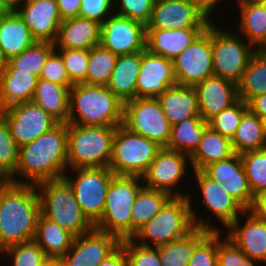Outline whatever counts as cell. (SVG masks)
I'll use <instances>...</instances> for the list:
<instances>
[{"label": "cell", "mask_w": 266, "mask_h": 266, "mask_svg": "<svg viewBox=\"0 0 266 266\" xmlns=\"http://www.w3.org/2000/svg\"><path fill=\"white\" fill-rule=\"evenodd\" d=\"M68 124L58 123L33 142L19 148L15 173L8 179L16 184H32L63 178L67 164ZM22 175L29 181L17 180Z\"/></svg>", "instance_id": "6da1fadb"}, {"label": "cell", "mask_w": 266, "mask_h": 266, "mask_svg": "<svg viewBox=\"0 0 266 266\" xmlns=\"http://www.w3.org/2000/svg\"><path fill=\"white\" fill-rule=\"evenodd\" d=\"M40 211L36 185L7 182L0 187V253L33 241Z\"/></svg>", "instance_id": "7a4b0ae2"}, {"label": "cell", "mask_w": 266, "mask_h": 266, "mask_svg": "<svg viewBox=\"0 0 266 266\" xmlns=\"http://www.w3.org/2000/svg\"><path fill=\"white\" fill-rule=\"evenodd\" d=\"M123 111L124 102L105 85L76 83L69 90L68 124L118 127Z\"/></svg>", "instance_id": "3957f363"}, {"label": "cell", "mask_w": 266, "mask_h": 266, "mask_svg": "<svg viewBox=\"0 0 266 266\" xmlns=\"http://www.w3.org/2000/svg\"><path fill=\"white\" fill-rule=\"evenodd\" d=\"M190 198L189 195L187 197H171L161 208L160 212L139 229L131 239L133 241H137L136 239L141 240L138 243L141 246H154L156 248L182 238L194 227L209 231H219L215 227H210L202 219L196 218V213L191 207ZM148 240L152 242H148Z\"/></svg>", "instance_id": "277c9868"}, {"label": "cell", "mask_w": 266, "mask_h": 266, "mask_svg": "<svg viewBox=\"0 0 266 266\" xmlns=\"http://www.w3.org/2000/svg\"><path fill=\"white\" fill-rule=\"evenodd\" d=\"M36 190L41 214L75 237L95 228L83 213L71 186L64 178L37 183Z\"/></svg>", "instance_id": "5b68a950"}, {"label": "cell", "mask_w": 266, "mask_h": 266, "mask_svg": "<svg viewBox=\"0 0 266 266\" xmlns=\"http://www.w3.org/2000/svg\"><path fill=\"white\" fill-rule=\"evenodd\" d=\"M115 132L116 127L68 124V168L108 167Z\"/></svg>", "instance_id": "8992f818"}, {"label": "cell", "mask_w": 266, "mask_h": 266, "mask_svg": "<svg viewBox=\"0 0 266 266\" xmlns=\"http://www.w3.org/2000/svg\"><path fill=\"white\" fill-rule=\"evenodd\" d=\"M141 177L119 176L112 178L107 190L105 207L96 229L117 236L120 240L131 239V209L137 194L144 186Z\"/></svg>", "instance_id": "52a82bcc"}, {"label": "cell", "mask_w": 266, "mask_h": 266, "mask_svg": "<svg viewBox=\"0 0 266 266\" xmlns=\"http://www.w3.org/2000/svg\"><path fill=\"white\" fill-rule=\"evenodd\" d=\"M161 149L156 142L119 125L108 167L115 175L142 177Z\"/></svg>", "instance_id": "ba28073f"}, {"label": "cell", "mask_w": 266, "mask_h": 266, "mask_svg": "<svg viewBox=\"0 0 266 266\" xmlns=\"http://www.w3.org/2000/svg\"><path fill=\"white\" fill-rule=\"evenodd\" d=\"M236 33L222 30L211 22V47L214 75L238 84L256 51Z\"/></svg>", "instance_id": "9c48e42d"}, {"label": "cell", "mask_w": 266, "mask_h": 266, "mask_svg": "<svg viewBox=\"0 0 266 266\" xmlns=\"http://www.w3.org/2000/svg\"><path fill=\"white\" fill-rule=\"evenodd\" d=\"M76 179L63 175L87 219L95 225L103 214L107 190L115 174L109 167L73 169Z\"/></svg>", "instance_id": "30bf717a"}, {"label": "cell", "mask_w": 266, "mask_h": 266, "mask_svg": "<svg viewBox=\"0 0 266 266\" xmlns=\"http://www.w3.org/2000/svg\"><path fill=\"white\" fill-rule=\"evenodd\" d=\"M122 125L162 148L167 147L171 125L157 98H135L125 102Z\"/></svg>", "instance_id": "8fae6325"}, {"label": "cell", "mask_w": 266, "mask_h": 266, "mask_svg": "<svg viewBox=\"0 0 266 266\" xmlns=\"http://www.w3.org/2000/svg\"><path fill=\"white\" fill-rule=\"evenodd\" d=\"M173 61L176 83L191 86L214 75L211 47V23Z\"/></svg>", "instance_id": "7c38bea8"}, {"label": "cell", "mask_w": 266, "mask_h": 266, "mask_svg": "<svg viewBox=\"0 0 266 266\" xmlns=\"http://www.w3.org/2000/svg\"><path fill=\"white\" fill-rule=\"evenodd\" d=\"M10 133L20 148L50 131L58 122L37 104L31 102L12 105L0 111Z\"/></svg>", "instance_id": "4fadbf2b"}, {"label": "cell", "mask_w": 266, "mask_h": 266, "mask_svg": "<svg viewBox=\"0 0 266 266\" xmlns=\"http://www.w3.org/2000/svg\"><path fill=\"white\" fill-rule=\"evenodd\" d=\"M100 45L117 56L146 49V26L136 20L112 13L100 27Z\"/></svg>", "instance_id": "5bb4252c"}, {"label": "cell", "mask_w": 266, "mask_h": 266, "mask_svg": "<svg viewBox=\"0 0 266 266\" xmlns=\"http://www.w3.org/2000/svg\"><path fill=\"white\" fill-rule=\"evenodd\" d=\"M210 18L193 0L158 1L146 29L207 28Z\"/></svg>", "instance_id": "9a60e30c"}, {"label": "cell", "mask_w": 266, "mask_h": 266, "mask_svg": "<svg viewBox=\"0 0 266 266\" xmlns=\"http://www.w3.org/2000/svg\"><path fill=\"white\" fill-rule=\"evenodd\" d=\"M188 159L190 157L186 154L162 148L141 177L147 183L144 186L154 190L165 191L172 197H187L189 194H182L180 191L177 192V190L174 192L173 189L184 177L187 168L186 160Z\"/></svg>", "instance_id": "2e32d148"}, {"label": "cell", "mask_w": 266, "mask_h": 266, "mask_svg": "<svg viewBox=\"0 0 266 266\" xmlns=\"http://www.w3.org/2000/svg\"><path fill=\"white\" fill-rule=\"evenodd\" d=\"M121 244L112 234L96 228L75 237L74 242L62 259L69 266H98Z\"/></svg>", "instance_id": "e0dca14e"}, {"label": "cell", "mask_w": 266, "mask_h": 266, "mask_svg": "<svg viewBox=\"0 0 266 266\" xmlns=\"http://www.w3.org/2000/svg\"><path fill=\"white\" fill-rule=\"evenodd\" d=\"M16 11L35 41L55 44L63 21L56 0H26Z\"/></svg>", "instance_id": "ac0fdd59"}, {"label": "cell", "mask_w": 266, "mask_h": 266, "mask_svg": "<svg viewBox=\"0 0 266 266\" xmlns=\"http://www.w3.org/2000/svg\"><path fill=\"white\" fill-rule=\"evenodd\" d=\"M173 61L147 49L141 51V68L136 84V98H157L176 85Z\"/></svg>", "instance_id": "d6986e66"}, {"label": "cell", "mask_w": 266, "mask_h": 266, "mask_svg": "<svg viewBox=\"0 0 266 266\" xmlns=\"http://www.w3.org/2000/svg\"><path fill=\"white\" fill-rule=\"evenodd\" d=\"M203 172L214 182L221 184L247 211L251 209L255 196L249 187L239 154L235 153L225 160L214 162Z\"/></svg>", "instance_id": "ffe728a7"}, {"label": "cell", "mask_w": 266, "mask_h": 266, "mask_svg": "<svg viewBox=\"0 0 266 266\" xmlns=\"http://www.w3.org/2000/svg\"><path fill=\"white\" fill-rule=\"evenodd\" d=\"M193 88L197 93L199 114L206 122L239 100L237 84L220 76L207 77Z\"/></svg>", "instance_id": "44dd1931"}, {"label": "cell", "mask_w": 266, "mask_h": 266, "mask_svg": "<svg viewBox=\"0 0 266 266\" xmlns=\"http://www.w3.org/2000/svg\"><path fill=\"white\" fill-rule=\"evenodd\" d=\"M244 225L239 217L227 228L226 236L251 260L266 263V221L260 220L252 212Z\"/></svg>", "instance_id": "7402d4cb"}, {"label": "cell", "mask_w": 266, "mask_h": 266, "mask_svg": "<svg viewBox=\"0 0 266 266\" xmlns=\"http://www.w3.org/2000/svg\"><path fill=\"white\" fill-rule=\"evenodd\" d=\"M195 176L202 192L204 206L208 208L221 223L228 228L238 217L239 213L247 210L221 184L214 182L203 171L196 170Z\"/></svg>", "instance_id": "603a6c76"}, {"label": "cell", "mask_w": 266, "mask_h": 266, "mask_svg": "<svg viewBox=\"0 0 266 266\" xmlns=\"http://www.w3.org/2000/svg\"><path fill=\"white\" fill-rule=\"evenodd\" d=\"M206 28L146 29V49L173 60Z\"/></svg>", "instance_id": "cb8c5ba5"}, {"label": "cell", "mask_w": 266, "mask_h": 266, "mask_svg": "<svg viewBox=\"0 0 266 266\" xmlns=\"http://www.w3.org/2000/svg\"><path fill=\"white\" fill-rule=\"evenodd\" d=\"M100 27L81 17L64 19L59 27L55 48L90 50L100 45Z\"/></svg>", "instance_id": "d4e9b609"}, {"label": "cell", "mask_w": 266, "mask_h": 266, "mask_svg": "<svg viewBox=\"0 0 266 266\" xmlns=\"http://www.w3.org/2000/svg\"><path fill=\"white\" fill-rule=\"evenodd\" d=\"M157 100L171 126L191 117H201L197 93L191 86H171L158 96Z\"/></svg>", "instance_id": "484cf974"}, {"label": "cell", "mask_w": 266, "mask_h": 266, "mask_svg": "<svg viewBox=\"0 0 266 266\" xmlns=\"http://www.w3.org/2000/svg\"><path fill=\"white\" fill-rule=\"evenodd\" d=\"M141 68V52L118 56L106 85L122 102L136 98V84Z\"/></svg>", "instance_id": "4316f807"}, {"label": "cell", "mask_w": 266, "mask_h": 266, "mask_svg": "<svg viewBox=\"0 0 266 266\" xmlns=\"http://www.w3.org/2000/svg\"><path fill=\"white\" fill-rule=\"evenodd\" d=\"M234 154L231 140L208 126L188 161H190L193 171H203L208 165L225 160Z\"/></svg>", "instance_id": "83f0119b"}, {"label": "cell", "mask_w": 266, "mask_h": 266, "mask_svg": "<svg viewBox=\"0 0 266 266\" xmlns=\"http://www.w3.org/2000/svg\"><path fill=\"white\" fill-rule=\"evenodd\" d=\"M34 42L28 26L17 12L0 15V50L8 60Z\"/></svg>", "instance_id": "f1b7e54d"}, {"label": "cell", "mask_w": 266, "mask_h": 266, "mask_svg": "<svg viewBox=\"0 0 266 266\" xmlns=\"http://www.w3.org/2000/svg\"><path fill=\"white\" fill-rule=\"evenodd\" d=\"M70 88L39 78L32 102L58 123L68 124Z\"/></svg>", "instance_id": "f546056e"}, {"label": "cell", "mask_w": 266, "mask_h": 266, "mask_svg": "<svg viewBox=\"0 0 266 266\" xmlns=\"http://www.w3.org/2000/svg\"><path fill=\"white\" fill-rule=\"evenodd\" d=\"M38 79L31 72H4L0 76V111L12 105L31 102Z\"/></svg>", "instance_id": "4dcf8cb0"}, {"label": "cell", "mask_w": 266, "mask_h": 266, "mask_svg": "<svg viewBox=\"0 0 266 266\" xmlns=\"http://www.w3.org/2000/svg\"><path fill=\"white\" fill-rule=\"evenodd\" d=\"M75 236L58 223L39 215L34 241L51 258H62L71 248Z\"/></svg>", "instance_id": "1f68e13d"}, {"label": "cell", "mask_w": 266, "mask_h": 266, "mask_svg": "<svg viewBox=\"0 0 266 266\" xmlns=\"http://www.w3.org/2000/svg\"><path fill=\"white\" fill-rule=\"evenodd\" d=\"M240 28L248 43L256 50H266V10L260 2L238 0Z\"/></svg>", "instance_id": "d6a6232c"}, {"label": "cell", "mask_w": 266, "mask_h": 266, "mask_svg": "<svg viewBox=\"0 0 266 266\" xmlns=\"http://www.w3.org/2000/svg\"><path fill=\"white\" fill-rule=\"evenodd\" d=\"M172 196L160 190L143 186L131 209V237L152 220Z\"/></svg>", "instance_id": "836d02e7"}, {"label": "cell", "mask_w": 266, "mask_h": 266, "mask_svg": "<svg viewBox=\"0 0 266 266\" xmlns=\"http://www.w3.org/2000/svg\"><path fill=\"white\" fill-rule=\"evenodd\" d=\"M209 232V230L194 227L182 238L158 246L161 266H188L195 246Z\"/></svg>", "instance_id": "e575fe53"}, {"label": "cell", "mask_w": 266, "mask_h": 266, "mask_svg": "<svg viewBox=\"0 0 266 266\" xmlns=\"http://www.w3.org/2000/svg\"><path fill=\"white\" fill-rule=\"evenodd\" d=\"M208 123L201 117H191L171 126L166 149L190 156L201 141Z\"/></svg>", "instance_id": "d590c367"}, {"label": "cell", "mask_w": 266, "mask_h": 266, "mask_svg": "<svg viewBox=\"0 0 266 266\" xmlns=\"http://www.w3.org/2000/svg\"><path fill=\"white\" fill-rule=\"evenodd\" d=\"M237 89L238 98L246 103L266 93V50H256L252 54Z\"/></svg>", "instance_id": "8d00e7d4"}, {"label": "cell", "mask_w": 266, "mask_h": 266, "mask_svg": "<svg viewBox=\"0 0 266 266\" xmlns=\"http://www.w3.org/2000/svg\"><path fill=\"white\" fill-rule=\"evenodd\" d=\"M231 142L234 152L239 155L266 148L260 117L249 108L244 112Z\"/></svg>", "instance_id": "74e56055"}, {"label": "cell", "mask_w": 266, "mask_h": 266, "mask_svg": "<svg viewBox=\"0 0 266 266\" xmlns=\"http://www.w3.org/2000/svg\"><path fill=\"white\" fill-rule=\"evenodd\" d=\"M55 49L53 43L35 41L19 55L8 60L5 72H31L39 78L46 59Z\"/></svg>", "instance_id": "f35d334b"}, {"label": "cell", "mask_w": 266, "mask_h": 266, "mask_svg": "<svg viewBox=\"0 0 266 266\" xmlns=\"http://www.w3.org/2000/svg\"><path fill=\"white\" fill-rule=\"evenodd\" d=\"M117 57L101 45L90 49L86 79L82 83L106 86L114 70Z\"/></svg>", "instance_id": "ab89813d"}, {"label": "cell", "mask_w": 266, "mask_h": 266, "mask_svg": "<svg viewBox=\"0 0 266 266\" xmlns=\"http://www.w3.org/2000/svg\"><path fill=\"white\" fill-rule=\"evenodd\" d=\"M240 159L252 194L266 190V148L243 153Z\"/></svg>", "instance_id": "60d3db41"}, {"label": "cell", "mask_w": 266, "mask_h": 266, "mask_svg": "<svg viewBox=\"0 0 266 266\" xmlns=\"http://www.w3.org/2000/svg\"><path fill=\"white\" fill-rule=\"evenodd\" d=\"M248 109V103L238 100L229 108L222 110L207 121L208 126L224 137L232 140L241 122L244 112Z\"/></svg>", "instance_id": "b9f144b4"}, {"label": "cell", "mask_w": 266, "mask_h": 266, "mask_svg": "<svg viewBox=\"0 0 266 266\" xmlns=\"http://www.w3.org/2000/svg\"><path fill=\"white\" fill-rule=\"evenodd\" d=\"M19 147L13 139L7 122L0 116V172L9 179L17 169Z\"/></svg>", "instance_id": "7bdbcfd3"}, {"label": "cell", "mask_w": 266, "mask_h": 266, "mask_svg": "<svg viewBox=\"0 0 266 266\" xmlns=\"http://www.w3.org/2000/svg\"><path fill=\"white\" fill-rule=\"evenodd\" d=\"M62 57L69 80L73 83H82L86 79L89 51L81 49L57 48Z\"/></svg>", "instance_id": "ee69618b"}, {"label": "cell", "mask_w": 266, "mask_h": 266, "mask_svg": "<svg viewBox=\"0 0 266 266\" xmlns=\"http://www.w3.org/2000/svg\"><path fill=\"white\" fill-rule=\"evenodd\" d=\"M2 254L12 258L13 266H39L46 258L44 250L33 240L11 246Z\"/></svg>", "instance_id": "f6af8a7d"}, {"label": "cell", "mask_w": 266, "mask_h": 266, "mask_svg": "<svg viewBox=\"0 0 266 266\" xmlns=\"http://www.w3.org/2000/svg\"><path fill=\"white\" fill-rule=\"evenodd\" d=\"M220 235L217 231V266H256L259 263L249 259L230 238L224 236L222 239Z\"/></svg>", "instance_id": "bcb514c9"}, {"label": "cell", "mask_w": 266, "mask_h": 266, "mask_svg": "<svg viewBox=\"0 0 266 266\" xmlns=\"http://www.w3.org/2000/svg\"><path fill=\"white\" fill-rule=\"evenodd\" d=\"M125 249L127 266H161L157 247L141 246L132 239L121 240Z\"/></svg>", "instance_id": "7dc6e473"}, {"label": "cell", "mask_w": 266, "mask_h": 266, "mask_svg": "<svg viewBox=\"0 0 266 266\" xmlns=\"http://www.w3.org/2000/svg\"><path fill=\"white\" fill-rule=\"evenodd\" d=\"M188 266H217V231H210L195 246Z\"/></svg>", "instance_id": "c3c4849f"}, {"label": "cell", "mask_w": 266, "mask_h": 266, "mask_svg": "<svg viewBox=\"0 0 266 266\" xmlns=\"http://www.w3.org/2000/svg\"><path fill=\"white\" fill-rule=\"evenodd\" d=\"M119 10L115 14L143 23L150 22L154 0H119Z\"/></svg>", "instance_id": "681fc988"}, {"label": "cell", "mask_w": 266, "mask_h": 266, "mask_svg": "<svg viewBox=\"0 0 266 266\" xmlns=\"http://www.w3.org/2000/svg\"><path fill=\"white\" fill-rule=\"evenodd\" d=\"M39 78L66 87H71L73 85L67 75L64 61L56 49L46 59Z\"/></svg>", "instance_id": "f907efd6"}, {"label": "cell", "mask_w": 266, "mask_h": 266, "mask_svg": "<svg viewBox=\"0 0 266 266\" xmlns=\"http://www.w3.org/2000/svg\"><path fill=\"white\" fill-rule=\"evenodd\" d=\"M115 0H81L78 17L89 19L100 25L111 15Z\"/></svg>", "instance_id": "816d5d0a"}, {"label": "cell", "mask_w": 266, "mask_h": 266, "mask_svg": "<svg viewBox=\"0 0 266 266\" xmlns=\"http://www.w3.org/2000/svg\"><path fill=\"white\" fill-rule=\"evenodd\" d=\"M62 20L78 17L81 0H56Z\"/></svg>", "instance_id": "f5cc1de1"}, {"label": "cell", "mask_w": 266, "mask_h": 266, "mask_svg": "<svg viewBox=\"0 0 266 266\" xmlns=\"http://www.w3.org/2000/svg\"><path fill=\"white\" fill-rule=\"evenodd\" d=\"M98 266H127V257L125 254V249L120 245Z\"/></svg>", "instance_id": "db71d44e"}, {"label": "cell", "mask_w": 266, "mask_h": 266, "mask_svg": "<svg viewBox=\"0 0 266 266\" xmlns=\"http://www.w3.org/2000/svg\"><path fill=\"white\" fill-rule=\"evenodd\" d=\"M260 220L266 221V190L255 196L253 205L249 210Z\"/></svg>", "instance_id": "11a10c76"}, {"label": "cell", "mask_w": 266, "mask_h": 266, "mask_svg": "<svg viewBox=\"0 0 266 266\" xmlns=\"http://www.w3.org/2000/svg\"><path fill=\"white\" fill-rule=\"evenodd\" d=\"M248 108L260 118H266V93L253 97L248 102Z\"/></svg>", "instance_id": "9f6ffc18"}, {"label": "cell", "mask_w": 266, "mask_h": 266, "mask_svg": "<svg viewBox=\"0 0 266 266\" xmlns=\"http://www.w3.org/2000/svg\"><path fill=\"white\" fill-rule=\"evenodd\" d=\"M204 12L209 16L215 9L213 7L217 6L219 2L223 0H193ZM218 3V4H217Z\"/></svg>", "instance_id": "6f0895ef"}, {"label": "cell", "mask_w": 266, "mask_h": 266, "mask_svg": "<svg viewBox=\"0 0 266 266\" xmlns=\"http://www.w3.org/2000/svg\"><path fill=\"white\" fill-rule=\"evenodd\" d=\"M1 1L10 12H16L18 10V7H20V3L23 4L26 0H1Z\"/></svg>", "instance_id": "680465c9"}, {"label": "cell", "mask_w": 266, "mask_h": 266, "mask_svg": "<svg viewBox=\"0 0 266 266\" xmlns=\"http://www.w3.org/2000/svg\"><path fill=\"white\" fill-rule=\"evenodd\" d=\"M39 266H59V258L47 257Z\"/></svg>", "instance_id": "91938a15"}, {"label": "cell", "mask_w": 266, "mask_h": 266, "mask_svg": "<svg viewBox=\"0 0 266 266\" xmlns=\"http://www.w3.org/2000/svg\"><path fill=\"white\" fill-rule=\"evenodd\" d=\"M8 65V59L4 56L0 50V76L5 72Z\"/></svg>", "instance_id": "94428289"}, {"label": "cell", "mask_w": 266, "mask_h": 266, "mask_svg": "<svg viewBox=\"0 0 266 266\" xmlns=\"http://www.w3.org/2000/svg\"><path fill=\"white\" fill-rule=\"evenodd\" d=\"M262 124V135L266 144V118H260Z\"/></svg>", "instance_id": "6125c7cd"}, {"label": "cell", "mask_w": 266, "mask_h": 266, "mask_svg": "<svg viewBox=\"0 0 266 266\" xmlns=\"http://www.w3.org/2000/svg\"><path fill=\"white\" fill-rule=\"evenodd\" d=\"M10 13V11L4 6L3 2L0 0V15Z\"/></svg>", "instance_id": "be15d7a7"}, {"label": "cell", "mask_w": 266, "mask_h": 266, "mask_svg": "<svg viewBox=\"0 0 266 266\" xmlns=\"http://www.w3.org/2000/svg\"><path fill=\"white\" fill-rule=\"evenodd\" d=\"M8 182V179L0 172V187L5 185Z\"/></svg>", "instance_id": "e7e4bbea"}, {"label": "cell", "mask_w": 266, "mask_h": 266, "mask_svg": "<svg viewBox=\"0 0 266 266\" xmlns=\"http://www.w3.org/2000/svg\"><path fill=\"white\" fill-rule=\"evenodd\" d=\"M59 266H69L62 258H59Z\"/></svg>", "instance_id": "03108f58"}, {"label": "cell", "mask_w": 266, "mask_h": 266, "mask_svg": "<svg viewBox=\"0 0 266 266\" xmlns=\"http://www.w3.org/2000/svg\"><path fill=\"white\" fill-rule=\"evenodd\" d=\"M242 1L262 2V1H264V0H242Z\"/></svg>", "instance_id": "003e7915"}, {"label": "cell", "mask_w": 266, "mask_h": 266, "mask_svg": "<svg viewBox=\"0 0 266 266\" xmlns=\"http://www.w3.org/2000/svg\"><path fill=\"white\" fill-rule=\"evenodd\" d=\"M260 3L264 6V8L266 10V0H264V1L260 2Z\"/></svg>", "instance_id": "a7ac6f4b"}, {"label": "cell", "mask_w": 266, "mask_h": 266, "mask_svg": "<svg viewBox=\"0 0 266 266\" xmlns=\"http://www.w3.org/2000/svg\"><path fill=\"white\" fill-rule=\"evenodd\" d=\"M158 1H168V0H154V2H158Z\"/></svg>", "instance_id": "89a4df30"}]
</instances>
